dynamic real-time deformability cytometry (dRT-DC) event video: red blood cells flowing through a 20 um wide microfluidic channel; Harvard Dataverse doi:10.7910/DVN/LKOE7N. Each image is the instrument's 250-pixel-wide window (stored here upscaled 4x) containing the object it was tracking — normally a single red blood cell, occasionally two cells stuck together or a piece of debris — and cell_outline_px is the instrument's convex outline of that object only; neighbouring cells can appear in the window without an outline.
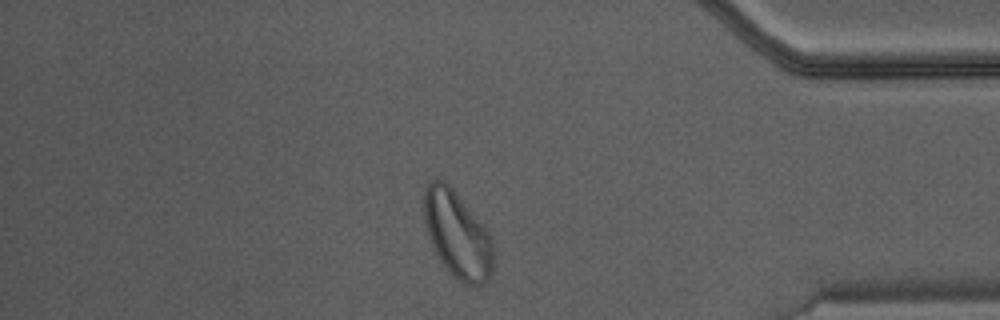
{"species": "Egyptian fruit bat (a non-hibernating species)", "species_latin": "Rousettus aegyptiacus", "temperature_condition": "warm", "stored_images_in_passage": 47, "camera_frame_rate_fps": 3000, "um_per_image_px": 0.085, "animal": {"sex": "male"}, "frame": {"image": 1, "passage_image": 40, "time_ms": 13.0, "image_size_px": [1000, 320], "cell_outline_px": [[492, 276], [484, 284], [472, 288], [456, 280], [452, 276], [436, 252], [432, 244], [428, 232], [424, 216], [424, 192], [428, 180], [436, 176], [444, 180], [456, 192], [488, 232], [492, 240]], "centroid_in_image_um": [38.87, 19.95], "position_along_channel_um": 396.3, "area_um2": 34.97}}